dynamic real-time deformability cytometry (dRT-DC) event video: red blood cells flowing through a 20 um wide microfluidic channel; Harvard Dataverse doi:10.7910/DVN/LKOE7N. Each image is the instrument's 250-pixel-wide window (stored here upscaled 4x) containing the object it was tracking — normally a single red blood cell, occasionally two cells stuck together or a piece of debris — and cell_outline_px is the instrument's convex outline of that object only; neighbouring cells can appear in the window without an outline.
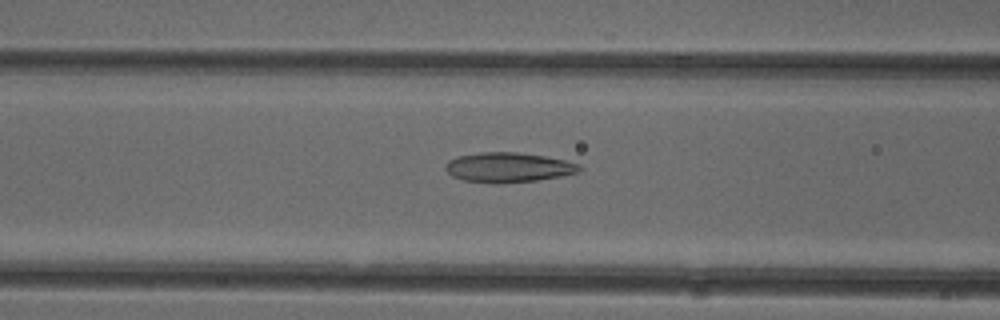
{"species": "common noctule bat (a hibernating species)", "species_latin": "Nyctalus noctula", "temperature_condition": "cold", "stored_images_in_passage": 51, "camera_frame_rate_fps": 3000, "um_per_image_px": 0.085, "animal": {"sex": "female"}, "frame": {"image": 1, "passage_image": 20, "time_ms": 6.333, "image_size_px": [1000, 320], "cell_outline_px": [[584, 168], [580, 172], [560, 176], [536, 180], [496, 184], [464, 180], [452, 176], [444, 168], [444, 164], [448, 160], [456, 156], [480, 152], [516, 152], [544, 156], [564, 160], [580, 164]], "centroid_in_image_um": [43.19, 14.22], "position_along_channel_um": 123.4, "area_um2": 23.41}}
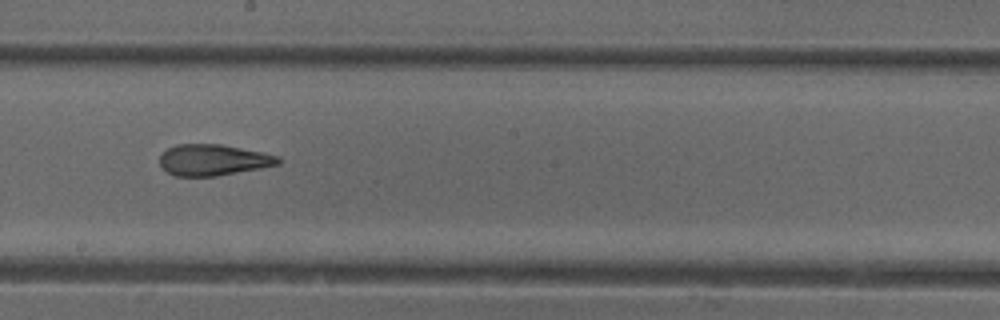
{"frame": {"image": 2, "passage_image": 28, "time_ms": 9.0, "image_size_px": [1000, 320], "cell_outline_px": [[280, 164], [260, 168], [216, 176], [176, 176], [168, 172], [160, 164], [160, 156], [168, 148], [176, 144], [220, 144], [264, 152], [280, 156]], "centroid_in_image_um": [18.15, 13.59], "position_along_channel_um": 230.1, "area_um2": 21.44}}
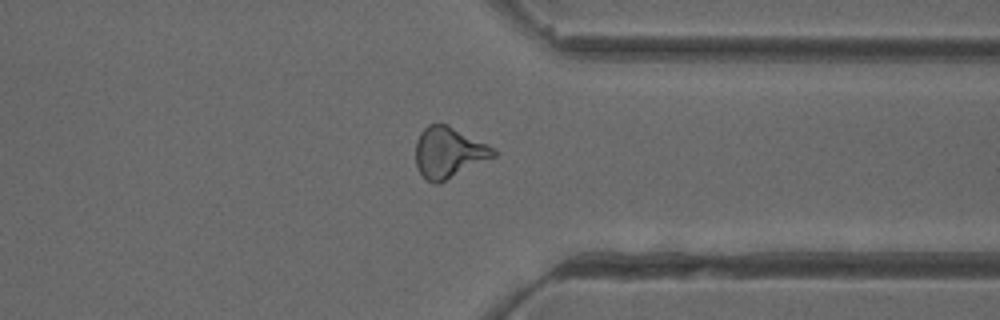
{"frame": {"image": 3, "passage_image": 39, "time_ms": 12.667, "image_size_px": [1000, 320], "cell_outline_px": [[496, 156], [436, 184], [428, 180], [420, 172], [416, 164], [416, 140], [420, 132], [428, 124], [448, 124], [492, 148], [496, 152]], "centroid_in_image_um": [38.1, 12.94], "position_along_channel_um": 373.3, "area_um2": 22.43}, "authors_computed_cell_mechanics": {"area_um2": 23.12, "velocity_mm_per_s": 3.9981, "shape_relaxation_time_tau1_ms": 9.4424, "shape_relaxation_time_tau2_ms": 2.1151, "deformation_change_tau1": 0.2329, "deformation_change_tau2": 0.1068}}